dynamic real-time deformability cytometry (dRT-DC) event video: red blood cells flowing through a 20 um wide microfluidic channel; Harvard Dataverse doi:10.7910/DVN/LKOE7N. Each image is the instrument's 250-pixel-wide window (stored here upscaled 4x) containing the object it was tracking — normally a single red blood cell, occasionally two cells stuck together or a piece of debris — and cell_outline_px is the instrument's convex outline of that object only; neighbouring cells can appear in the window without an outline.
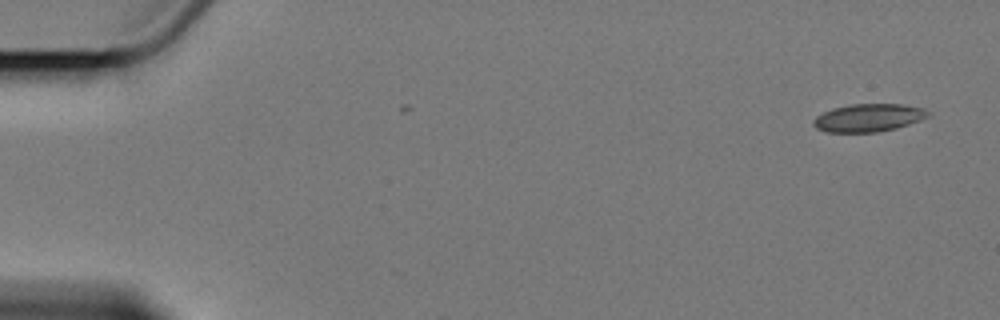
{"species": "Egyptian fruit bat (a non-hibernating species)", "species_latin": "Rousettus aegyptiacus", "temperature_condition": "cold", "stored_images_in_passage": 2, "camera_frame_rate_fps": 3000, "um_per_image_px": 0.085, "animal": {"sex": "female"}, "frame": {"image": 1, "passage_image": 1, "time_ms": 0.0, "image_size_px": [1000, 320], "cell_outline_px": [[932, 112], [928, 116], [908, 124], [896, 128], [876, 132], [828, 132], [816, 128], [812, 124], [812, 120], [816, 116], [832, 108], [852, 104], [900, 104], [924, 108]], "centroid_in_image_um": [73.8, 10.0], "position_along_channel_um": 11.2, "area_um2": 18.55}}